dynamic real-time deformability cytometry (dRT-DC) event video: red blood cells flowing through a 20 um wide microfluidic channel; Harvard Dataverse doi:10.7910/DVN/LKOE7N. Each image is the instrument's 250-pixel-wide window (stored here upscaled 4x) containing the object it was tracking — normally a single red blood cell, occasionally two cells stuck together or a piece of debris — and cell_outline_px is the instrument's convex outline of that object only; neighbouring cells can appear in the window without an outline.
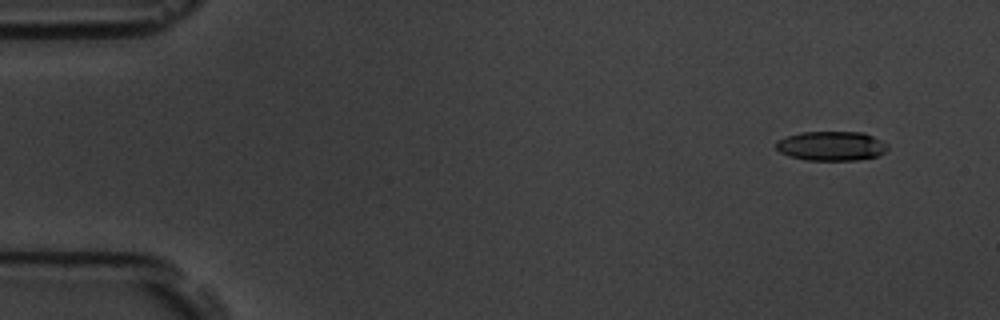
{"species": "common noctule bat (a hibernating species)", "species_latin": "Nyctalus noctula", "temperature_condition": "room temperature", "stored_images_in_passage": 10, "camera_frame_rate_fps": 3000, "um_per_image_px": 0.085, "animal": {"sex": "male", "body_mass_g": 19.5, "forearm_length_mm": 54.6}, "frame": {"image": 1, "passage_image": 1, "time_ms": 0.0, "image_size_px": [1000, 320], "cell_outline_px": [[888, 148], [884, 152], [876, 156], [856, 160], [804, 160], [788, 156], [780, 152], [776, 148], [776, 140], [800, 132], [864, 132], [888, 144]], "centroid_in_image_um": [70.64, 12.41], "position_along_channel_um": 14.4, "area_um2": 19.13}}
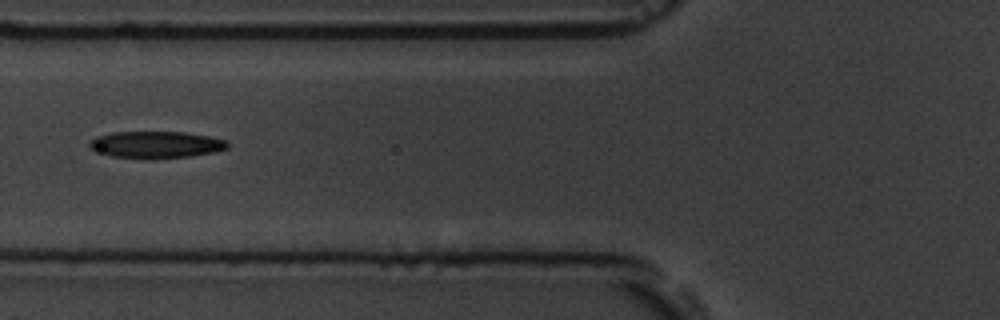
{"frame": {"image": 2, "passage_image": 6, "time_ms": 6.0, "image_size_px": [1000, 320], "cell_outline_px": [[228, 148], [216, 152], [192, 156], [148, 160], [112, 156], [88, 148], [88, 144], [96, 136], [112, 132], [184, 132], [208, 136], [228, 140]], "centroid_in_image_um": [13.27, 12.31], "position_along_channel_um": 112.5, "area_um2": 21.96}}
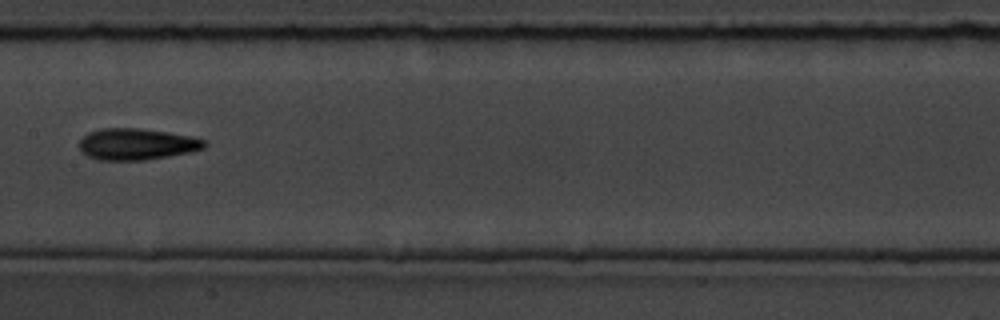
{"frame": {"image": 3, "passage_image": 8, "time_ms": 8.333, "image_size_px": [1000, 320], "cell_outline_px": [[208, 144], [204, 148], [192, 152], [144, 160], [100, 160], [88, 156], [80, 148], [80, 140], [88, 132], [100, 128], [140, 128], [168, 132], [192, 136], [204, 140]], "centroid_in_image_um": [11.65, 12.24], "position_along_channel_um": 195.8, "area_um2": 22.95}}